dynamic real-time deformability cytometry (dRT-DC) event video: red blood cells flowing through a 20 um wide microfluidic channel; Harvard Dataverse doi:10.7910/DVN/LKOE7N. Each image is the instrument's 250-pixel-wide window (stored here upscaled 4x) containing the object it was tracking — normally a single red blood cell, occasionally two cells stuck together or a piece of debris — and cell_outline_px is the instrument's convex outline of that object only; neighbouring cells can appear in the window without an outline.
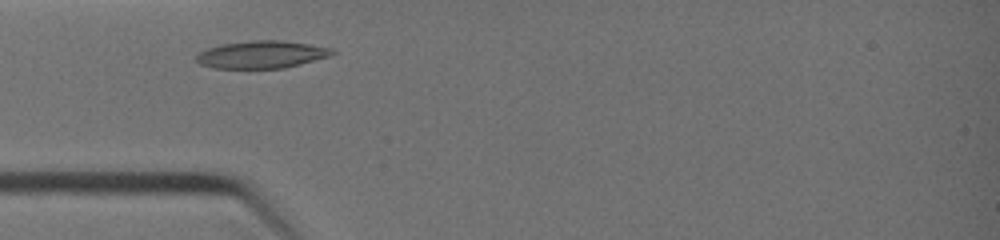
{"species": "common noctule bat (a hibernating species)", "species_latin": "Nyctalus noctula", "temperature_condition": "warm", "stored_images_in_passage": 24, "camera_frame_rate_fps": 3000, "um_per_image_px": 0.085, "animal": {"sex": "female", "body_mass_g": 19.0, "forearm_length_mm": 51.5}, "frame": {"image": 1, "passage_image": 3, "time_ms": 0.667, "image_size_px": [1000, 240], "cell_outline_px": [[336, 52], [328, 56], [300, 64], [284, 68], [212, 68], [200, 64], [196, 60], [196, 56], [200, 52], [208, 48], [220, 44], [248, 40], [280, 40], [308, 44], [332, 48]], "centroid_in_image_um": [22.2, 4.63], "position_along_channel_um": 62.8, "area_um2": 21.68}}
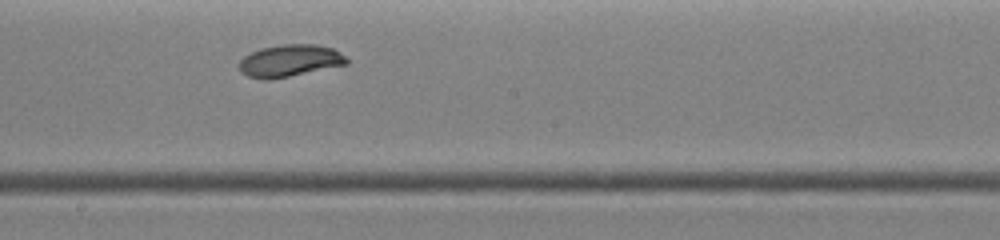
{"frame": {"image": 2, "passage_image": 13, "time_ms": 4.0, "image_size_px": [1000, 240], "cell_outline_px": [[348, 64], [268, 80], [260, 80], [248, 76], [240, 72], [240, 60], [244, 56], [252, 52], [264, 48], [284, 44], [316, 44], [332, 48], [340, 52], [348, 60]], "centroid_in_image_um": [24.63, 5.16], "position_along_channel_um": 223.6, "area_um2": 19.88}}
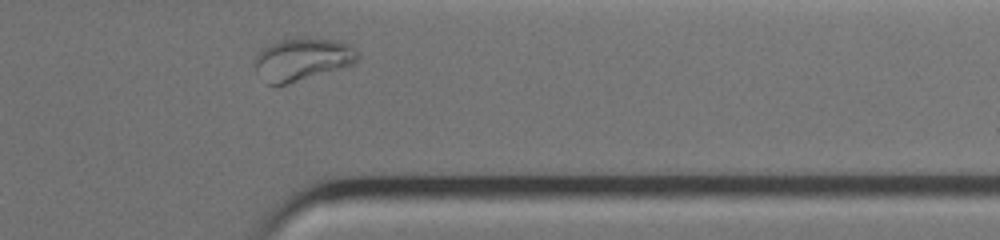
{"frame": {"image": 3, "passage_image": 23, "time_ms": 7.333, "image_size_px": [1000, 240], "cell_outline_px": [[360, 60], [352, 64], [288, 84], [268, 84], [256, 68], [252, 60], [256, 52], [260, 48], [276, 40], [304, 36], [336, 40], [348, 44], [356, 48], [360, 52]], "centroid_in_image_um": [25.69, 4.98], "position_along_channel_um": 385.7, "area_um2": 26.01}, "authors_computed_cell_mechanics": {"area_um2": 20.2878, "velocity_mm_per_s": 4.8383, "shape_relaxation_time_tau1_ms": 4.323, "shape_relaxation_time_tau2_ms": null, "deformation_change_tau1": 0.166, "deformation_change_tau2": null}}